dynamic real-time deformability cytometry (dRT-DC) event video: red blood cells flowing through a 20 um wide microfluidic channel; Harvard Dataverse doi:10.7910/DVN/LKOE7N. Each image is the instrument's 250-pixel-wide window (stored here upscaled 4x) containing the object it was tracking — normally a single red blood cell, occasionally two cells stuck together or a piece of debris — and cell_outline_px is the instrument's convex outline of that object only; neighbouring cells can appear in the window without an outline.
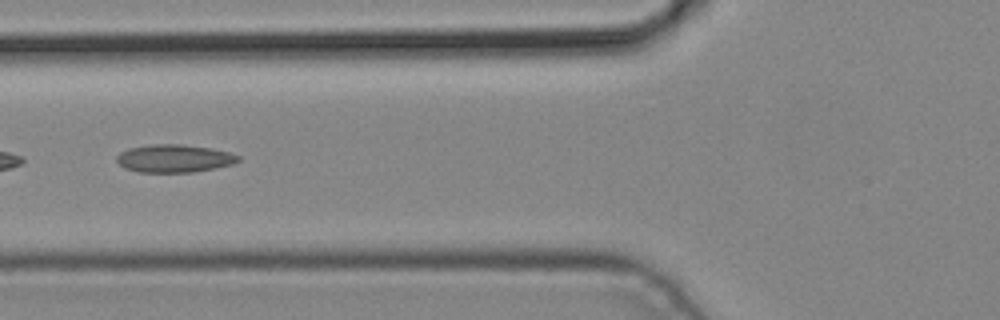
{"species": "common noctule bat (a hibernating species)", "species_latin": "Nyctalus noctula", "temperature_condition": "cold", "stored_images_in_passage": 3, "camera_frame_rate_fps": 3000, "um_per_image_px": 0.085, "animal": {"sex": "male", "body_mass_g": 19.2, "forearm_length_mm": 51.8}, "frame": {"image": 1, "passage_image": 2, "time_ms": 0.333, "image_size_px": [1000, 320], "cell_outline_px": [[240, 160], [232, 164], [216, 168], [192, 172], [140, 172], [124, 168], [116, 160], [116, 156], [120, 152], [128, 148], [152, 144], [180, 144], [212, 148], [228, 152], [240, 156]], "centroid_in_image_um": [14.8, 13.46], "position_along_channel_um": 111.0, "area_um2": 19.77}}
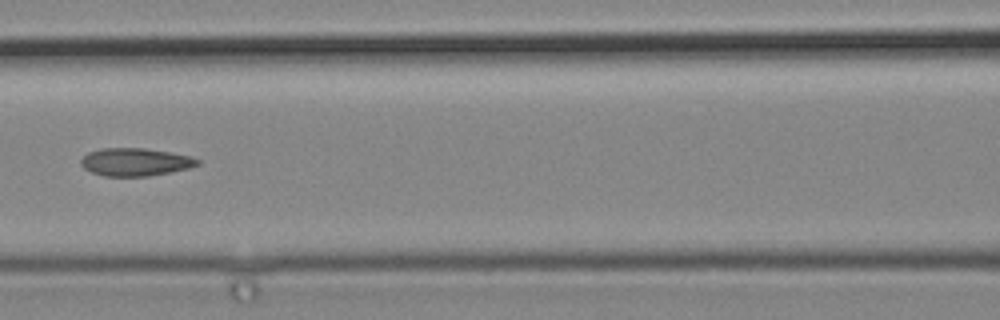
{"frame": {"image": 2, "passage_image": 3, "time_ms": 0.667, "image_size_px": [1000, 320], "cell_outline_px": [[200, 164], [188, 168], [172, 172], [148, 176], [104, 176], [92, 172], [84, 168], [80, 164], [80, 160], [88, 152], [100, 148], [144, 148], [192, 156], [200, 160]], "centroid_in_image_um": [11.5, 13.77], "position_along_channel_um": 155.1, "area_um2": 18.96}}